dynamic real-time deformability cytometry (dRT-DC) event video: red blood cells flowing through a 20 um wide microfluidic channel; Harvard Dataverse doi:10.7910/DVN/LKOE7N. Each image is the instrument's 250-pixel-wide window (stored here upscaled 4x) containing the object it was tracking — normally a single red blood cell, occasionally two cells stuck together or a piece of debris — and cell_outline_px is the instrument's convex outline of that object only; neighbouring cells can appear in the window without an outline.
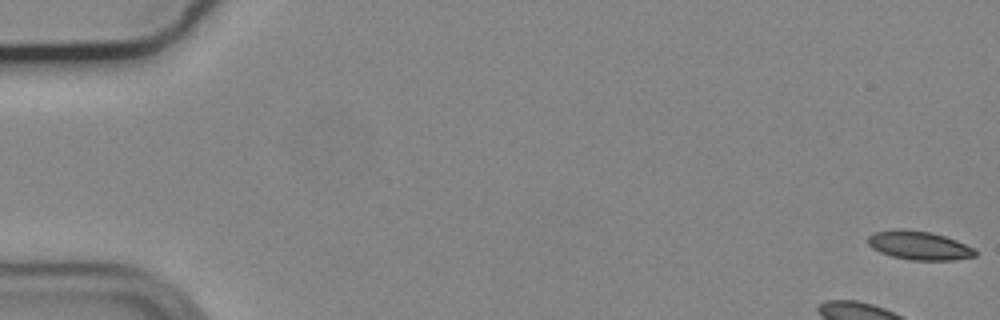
{"species": "common noctule bat (a hibernating species)", "species_latin": "Nyctalus noctula", "temperature_condition": "cold", "stored_images_in_passage": 55, "camera_frame_rate_fps": 3000, "um_per_image_px": 0.085, "animal": {"sex": "male", "body_mass_g": 19.2, "forearm_length_mm": 51.8}, "frame": {"image": 1, "passage_image": 1, "time_ms": 0.0, "image_size_px": [1000, 320], "cell_outline_px": [[976, 256], [952, 260], [912, 260], [892, 256], [880, 252], [872, 248], [868, 244], [868, 236], [876, 232], [896, 228], [900, 228], [928, 232], [944, 236], [956, 240], [972, 248], [976, 252]], "centroid_in_image_um": [78.09, 20.86], "position_along_channel_um": 6.9, "area_um2": 17.74}, "authors_computed_cell_mechanics": {"area_um2": 17.629, "velocity_mm_per_s": 3.6377, "shape_relaxation_time_tau1_ms": 1.2773, "shape_relaxation_time_tau2_ms": null, "deformation_change_tau1": 0.0506, "deformation_change_tau2": null}}